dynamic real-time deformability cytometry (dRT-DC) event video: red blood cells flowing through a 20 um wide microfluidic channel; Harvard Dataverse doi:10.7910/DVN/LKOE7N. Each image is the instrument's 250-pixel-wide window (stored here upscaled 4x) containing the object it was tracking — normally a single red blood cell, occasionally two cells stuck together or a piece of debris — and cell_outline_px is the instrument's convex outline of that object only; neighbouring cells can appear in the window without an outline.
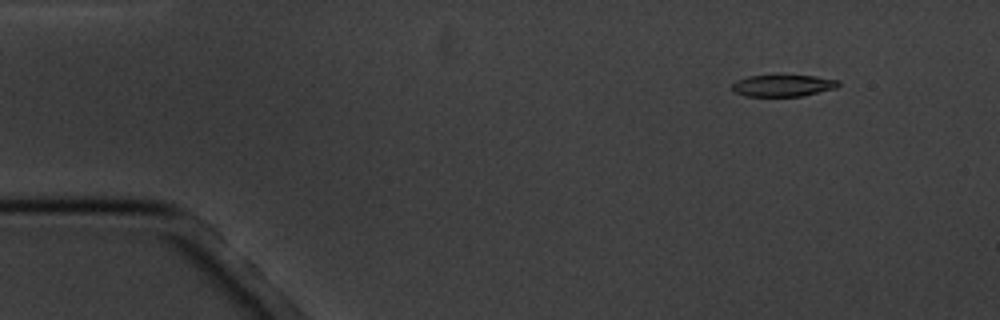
{"species": "common noctule bat (a hibernating species)", "species_latin": "Nyctalus noctula", "temperature_condition": "cold", "stored_images_in_passage": 5, "camera_frame_rate_fps": 3000, "um_per_image_px": 0.085, "animal": {"sex": "male", "body_mass_g": 20.1, "forearm_length_mm": 53.5}, "frame": {"image": 1, "passage_image": 2, "time_ms": 1.0, "image_size_px": [1000, 320], "cell_outline_px": [[840, 84], [836, 88], [800, 96], [744, 96], [736, 92], [732, 88], [732, 84], [736, 80], [748, 76], [816, 76], [840, 80]], "centroid_in_image_um": [66.56, 7.27], "position_along_channel_um": 18.4, "area_um2": 13.29}}
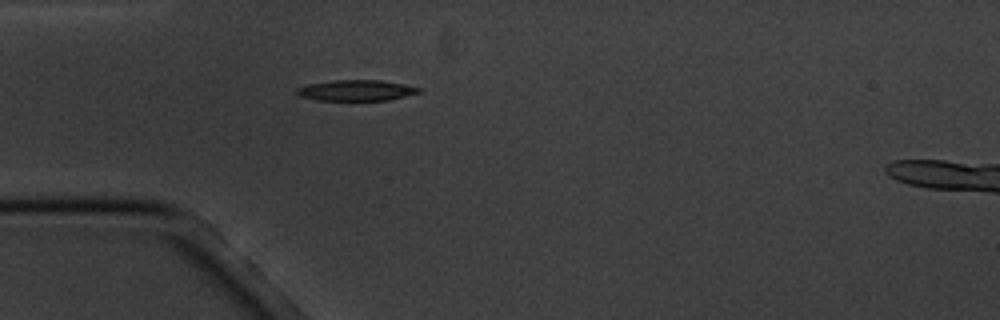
{"frame": {"image": 2, "passage_image": 5, "time_ms": 4.333, "image_size_px": [1000, 320], "cell_outline_px": [[424, 92], [388, 100], [320, 100], [300, 96], [296, 92], [296, 88], [308, 84], [332, 80], [380, 80], [404, 84], [424, 88]], "centroid_in_image_um": [30.36, 7.67], "position_along_channel_um": 54.6, "area_um2": 14.91}}